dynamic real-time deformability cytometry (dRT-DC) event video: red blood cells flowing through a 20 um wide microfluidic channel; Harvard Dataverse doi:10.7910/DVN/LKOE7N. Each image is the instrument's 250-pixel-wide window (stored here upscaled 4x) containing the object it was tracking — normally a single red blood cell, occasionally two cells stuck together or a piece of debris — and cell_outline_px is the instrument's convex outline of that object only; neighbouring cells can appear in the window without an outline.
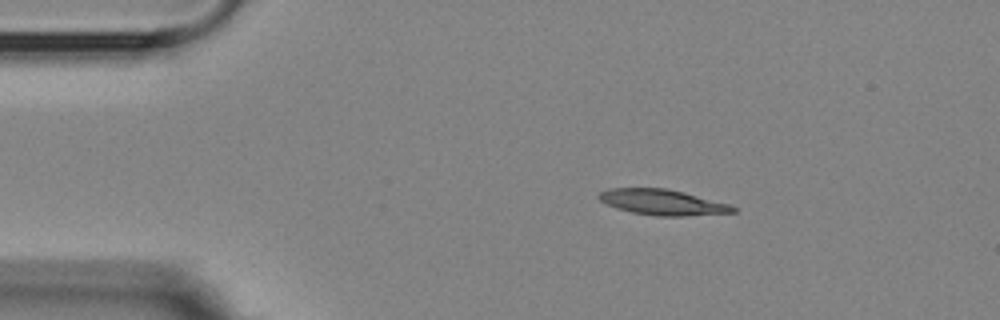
{"species": "Egyptian fruit bat (a non-hibernating species)", "species_latin": "Rousettus aegyptiacus", "temperature_condition": "room temperature", "stored_images_in_passage": 5, "camera_frame_rate_fps": 3000, "um_per_image_px": 0.085, "animal": {"sex": "female"}, "frame": {"image": 1, "passage_image": 2, "time_ms": 1.333, "image_size_px": [1000, 320], "cell_outline_px": [[736, 212], [684, 216], [660, 216], [632, 212], [616, 208], [600, 200], [596, 196], [600, 192], [608, 188], [664, 188], [684, 192], [728, 204], [736, 208]], "centroid_in_image_um": [56.28, 17.18], "position_along_channel_um": 28.7, "area_um2": 19.77}}
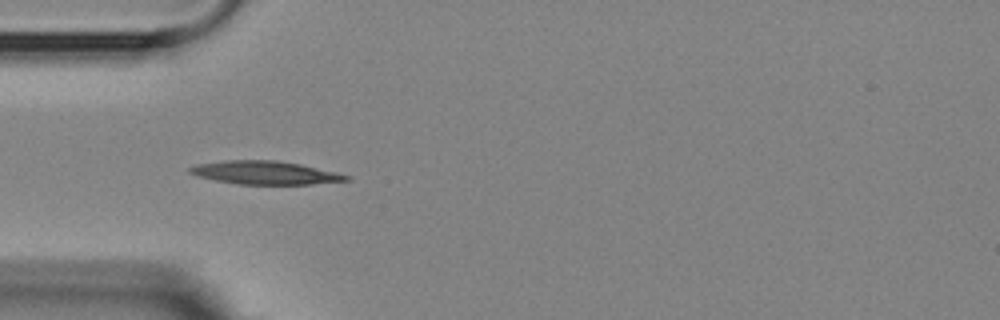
{"frame": {"image": 2, "passage_image": 4, "time_ms": 3.667, "image_size_px": [1000, 320], "cell_outline_px": [[352, 180], [312, 184], [236, 184], [196, 176], [188, 172], [188, 168], [196, 164], [224, 160], [276, 160], [300, 164], [336, 172], [352, 176]], "centroid_in_image_um": [22.53, 14.68], "position_along_channel_um": 62.5, "area_um2": 21.33}}
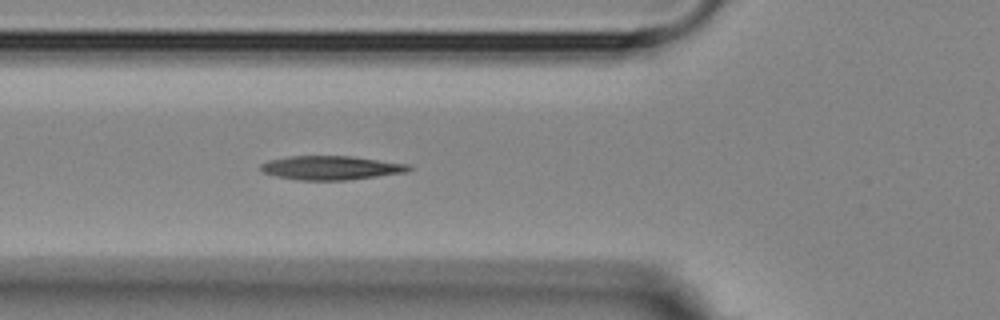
{"frame": {"image": 3, "passage_image": 5, "time_ms": 4.667, "image_size_px": [1000, 320], "cell_outline_px": [[412, 168], [408, 172], [348, 180], [296, 180], [276, 176], [264, 172], [260, 168], [260, 164], [268, 160], [288, 156], [352, 156], [408, 164]], "centroid_in_image_um": [28.13, 14.26], "position_along_channel_um": 97.7, "area_um2": 20.69}}